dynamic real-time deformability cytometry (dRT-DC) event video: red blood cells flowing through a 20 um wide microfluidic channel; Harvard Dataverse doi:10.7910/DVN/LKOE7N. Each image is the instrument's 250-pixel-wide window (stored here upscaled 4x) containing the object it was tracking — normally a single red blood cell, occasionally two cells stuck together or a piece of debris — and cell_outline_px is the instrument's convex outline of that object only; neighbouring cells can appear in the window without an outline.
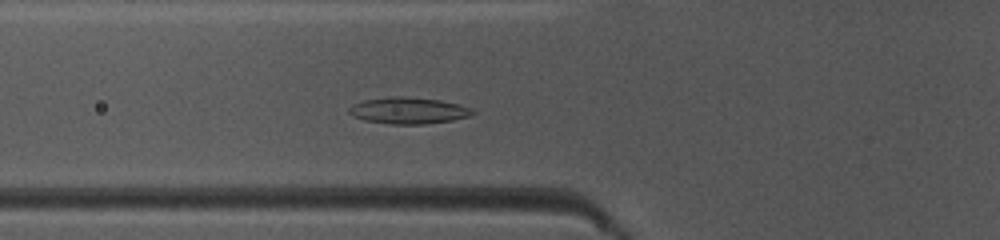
{"species": "common noctule bat (a hibernating species)", "species_latin": "Nyctalus noctula", "temperature_condition": "warm", "stored_images_in_passage": 37, "camera_frame_rate_fps": 3000, "um_per_image_px": 0.085, "animal": {"sex": "female", "body_mass_g": 10.0, "forearm_length_mm": 53.1}, "frame": {"image": 1, "passage_image": 6, "time_ms": 1.667, "image_size_px": [1000, 240], "cell_outline_px": [[476, 112], [468, 116], [452, 120], [424, 124], [388, 124], [364, 120], [352, 116], [348, 112], [348, 108], [352, 104], [364, 100], [388, 96], [400, 96], [440, 100], [472, 108]], "centroid_in_image_um": [34.66, 9.4], "position_along_channel_um": 91.1, "area_um2": 19.07}}
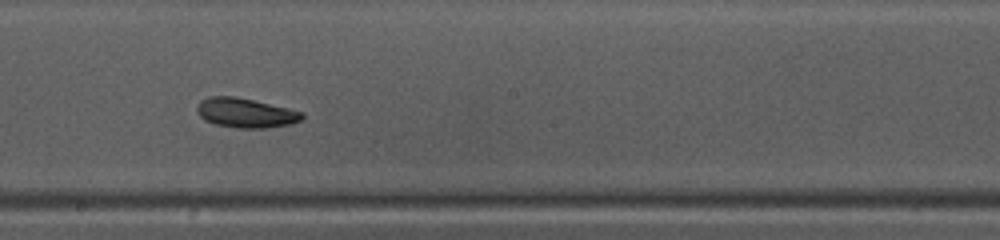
{"frame": {"image": 2, "passage_image": 16, "time_ms": 5.0, "image_size_px": [1000, 240], "cell_outline_px": [[304, 116], [300, 120], [292, 124], [268, 128], [236, 128], [216, 124], [204, 120], [196, 112], [196, 108], [200, 100], [208, 96], [236, 96], [288, 108], [304, 112]], "centroid_in_image_um": [20.86, 9.59], "position_along_channel_um": 227.3, "area_um2": 18.26}}
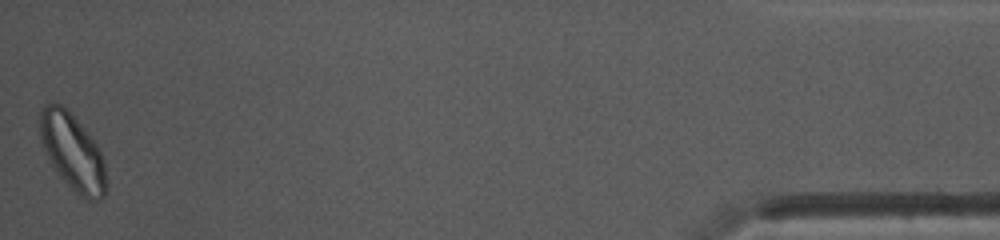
{"frame": {"image": 3, "passage_image": 37, "time_ms": 12.0, "image_size_px": [1000, 240], "cell_outline_px": [[104, 196], [100, 200], [88, 200], [80, 196], [64, 180], [52, 164], [44, 148], [40, 136], [40, 112], [44, 104], [60, 104], [76, 120], [96, 144], [104, 160]], "centroid_in_image_um": [6.15, 12.92], "position_along_channel_um": 429.0, "area_um2": 28.32}, "authors_computed_cell_mechanics": {"area_um2": 18.496, "velocity_mm_per_s": 4.0685, "shape_relaxation_time_tau1_ms": 2.8868, "shape_relaxation_time_tau2_ms": 4.0146, "deformation_change_tau1": 0.0888, "deformation_change_tau2": 0.0669}}